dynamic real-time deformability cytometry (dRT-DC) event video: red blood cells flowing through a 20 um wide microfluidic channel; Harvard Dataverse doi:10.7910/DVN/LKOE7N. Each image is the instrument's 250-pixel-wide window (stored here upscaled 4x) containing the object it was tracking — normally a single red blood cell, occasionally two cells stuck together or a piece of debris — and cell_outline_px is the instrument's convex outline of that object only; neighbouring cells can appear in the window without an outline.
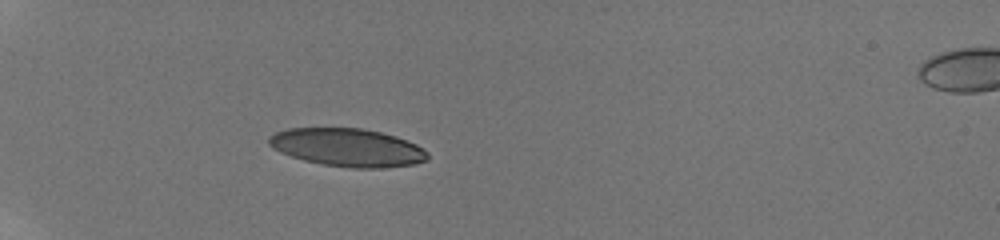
{"species": "human", "species_latin": "Homo sapiens", "temperature_condition": "room temperature", "stored_images_in_passage": 37, "camera_frame_rate_fps": 3000, "um_per_image_px": 0.085, "donor": {"sex": "male"}, "frame": {"image": 1, "passage_image": 1, "time_ms": 0.0, "image_size_px": [1000, 240], "cell_outline_px": [[428, 160], [416, 164], [380, 168], [352, 168], [324, 164], [304, 160], [280, 152], [272, 148], [268, 144], [268, 136], [276, 132], [288, 128], [360, 128], [380, 132], [396, 136], [408, 140], [416, 144], [428, 152]], "centroid_in_image_um": [29.55, 12.53], "position_along_channel_um": 55.5, "area_um2": 35.26}}
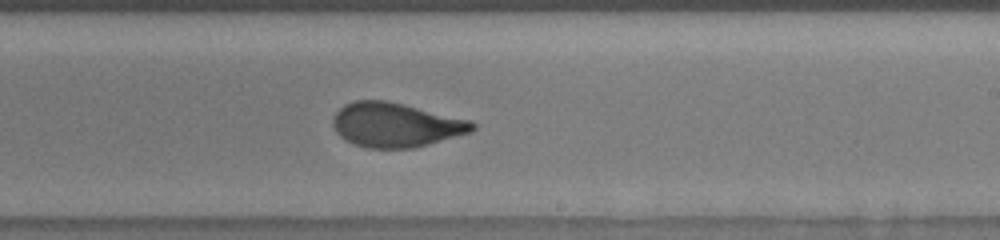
{"frame": {"image": 2, "passage_image": 19, "time_ms": 6.0, "image_size_px": [1000, 240], "cell_outline_px": [[476, 128], [472, 132], [428, 144], [412, 148], [368, 148], [352, 144], [344, 140], [336, 132], [332, 124], [332, 120], [336, 112], [344, 104], [356, 100], [388, 100], [472, 120], [476, 124]], "centroid_in_image_um": [33.64, 10.61], "position_along_channel_um": 255.4, "area_um2": 36.36}}
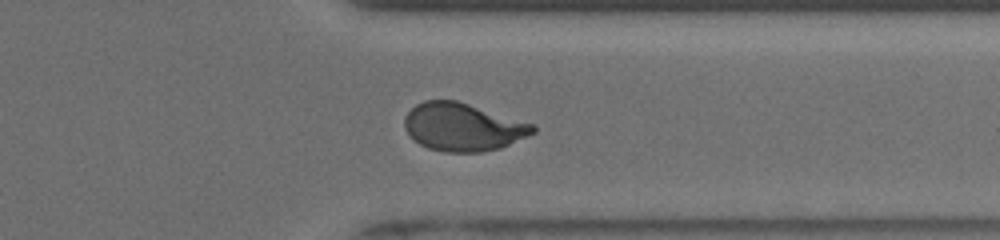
{"frame": {"image": 3, "passage_image": 28, "time_ms": 9.0, "image_size_px": [1000, 240], "cell_outline_px": [[536, 132], [528, 136], [500, 148], [480, 152], [444, 152], [428, 148], [420, 144], [404, 128], [404, 116], [416, 104], [424, 100], [456, 100], [536, 124]], "centroid_in_image_um": [39.37, 10.79], "position_along_channel_um": 372.0, "area_um2": 35.89}, "authors_computed_cell_mechanics": {"area_um2": 36.0094, "velocity_mm_per_s": 3.8905, "shape_relaxation_time_tau1_ms": 4.3727, "shape_relaxation_time_tau2_ms": null, "deformation_change_tau1": 0.1878, "deformation_change_tau2": null}}